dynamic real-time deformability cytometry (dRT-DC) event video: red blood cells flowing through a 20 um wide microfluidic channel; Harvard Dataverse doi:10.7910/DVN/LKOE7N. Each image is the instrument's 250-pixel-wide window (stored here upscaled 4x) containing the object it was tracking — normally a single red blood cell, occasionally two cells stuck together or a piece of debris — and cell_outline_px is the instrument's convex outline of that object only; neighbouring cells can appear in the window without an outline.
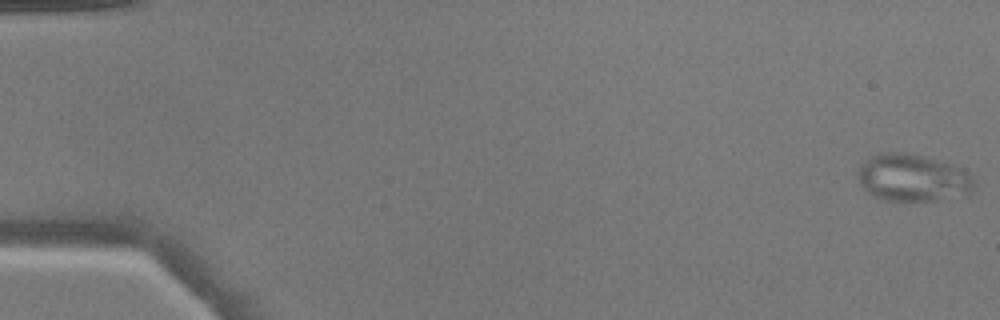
{"species": "common noctule bat (a hibernating species)", "species_latin": "Nyctalus noctula", "temperature_condition": "warm", "stored_images_in_passage": 51, "camera_frame_rate_fps": 3000, "um_per_image_px": 0.085, "animal": {"sex": "male", "body_mass_g": 17.9}, "frame": {"image": 1, "passage_image": 1, "time_ms": 0.0, "image_size_px": [1000, 320], "cell_outline_px": [[976, 188], [968, 196], [940, 200], [884, 200], [868, 192], [860, 184], [856, 176], [856, 172], [872, 156], [888, 152], [904, 152], [936, 160], [948, 164], [956, 168], [968, 176], [976, 184]], "centroid_in_image_um": [77.58, 15.15], "position_along_channel_um": 7.4, "area_um2": 31.44}}
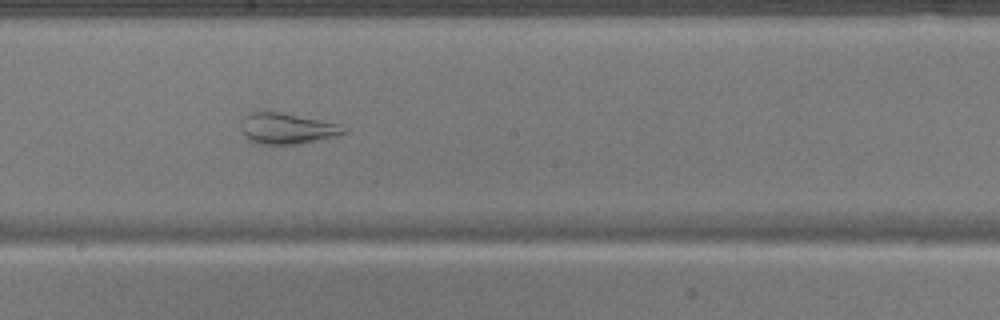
{"frame": {"image": 2, "passage_image": 29, "time_ms": 9.333, "image_size_px": [1000, 320], "cell_outline_px": [[348, 132], [336, 136], [300, 144], [264, 144], [248, 140], [240, 132], [240, 120], [248, 112], [280, 112], [340, 124]], "centroid_in_image_um": [24.34, 10.92], "position_along_channel_um": 223.9, "area_um2": 18.61}}
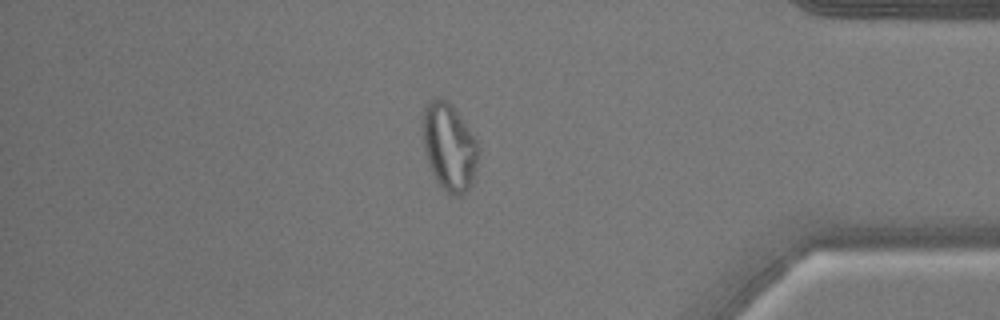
{"frame": {"image": 3, "passage_image": 44, "time_ms": 14.333, "image_size_px": [1000, 320], "cell_outline_px": [[480, 148], [476, 168], [472, 180], [468, 188], [460, 196], [456, 196], [448, 192], [440, 184], [432, 172], [424, 148], [424, 108], [428, 100], [440, 96], [448, 100], [476, 140]], "centroid_in_image_um": [38.19, 12.45], "position_along_channel_um": 397.0, "area_um2": 27.69}}